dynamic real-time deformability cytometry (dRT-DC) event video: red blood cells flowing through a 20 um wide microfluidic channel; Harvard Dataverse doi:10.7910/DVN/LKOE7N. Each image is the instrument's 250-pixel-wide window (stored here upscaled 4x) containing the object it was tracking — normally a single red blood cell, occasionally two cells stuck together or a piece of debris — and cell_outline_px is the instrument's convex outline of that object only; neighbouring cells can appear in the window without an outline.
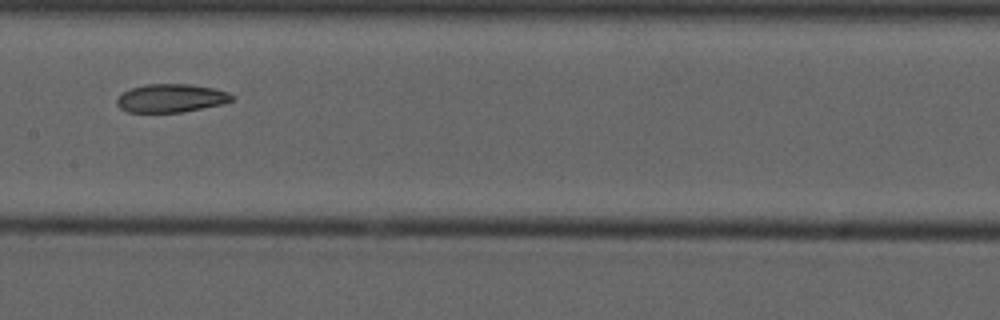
{"species": "common noctule bat (a hibernating species)", "species_latin": "Nyctalus noctula", "temperature_condition": "cold", "stored_images_in_passage": 10, "camera_frame_rate_fps": 3000, "um_per_image_px": 0.085, "animal": {"sex": "male", "forearm_length_mm": 52.5}, "frame": {"image": 1, "passage_image": 9, "time_ms": 10.667, "image_size_px": [1000, 320], "cell_outline_px": [[232, 100], [224, 104], [180, 112], [128, 112], [120, 108], [116, 104], [116, 100], [124, 92], [132, 88], [144, 84], [188, 84], [216, 88], [228, 92], [232, 96]], "centroid_in_image_um": [14.54, 8.34], "position_along_channel_um": 192.9, "area_um2": 18.9}}
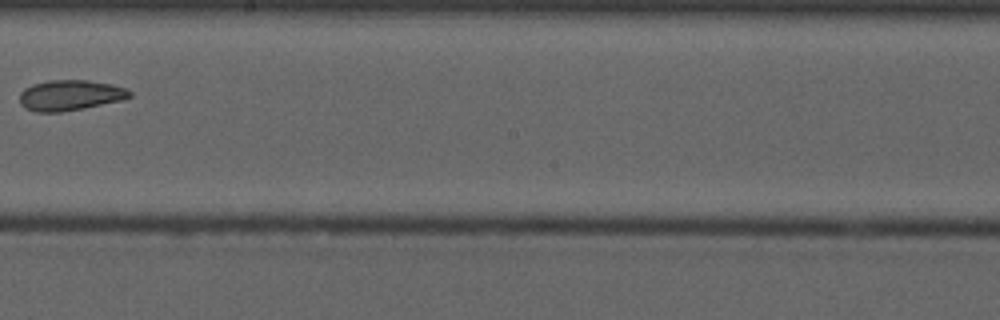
{"frame": {"image": 2, "passage_image": 10, "time_ms": 12.0, "image_size_px": [1000, 320], "cell_outline_px": [[132, 96], [124, 100], [60, 112], [36, 112], [24, 108], [20, 104], [20, 92], [24, 88], [32, 84], [48, 80], [88, 80], [112, 84], [124, 88], [132, 92]], "centroid_in_image_um": [5.94, 8.09], "position_along_channel_um": 242.3, "area_um2": 19.65}}